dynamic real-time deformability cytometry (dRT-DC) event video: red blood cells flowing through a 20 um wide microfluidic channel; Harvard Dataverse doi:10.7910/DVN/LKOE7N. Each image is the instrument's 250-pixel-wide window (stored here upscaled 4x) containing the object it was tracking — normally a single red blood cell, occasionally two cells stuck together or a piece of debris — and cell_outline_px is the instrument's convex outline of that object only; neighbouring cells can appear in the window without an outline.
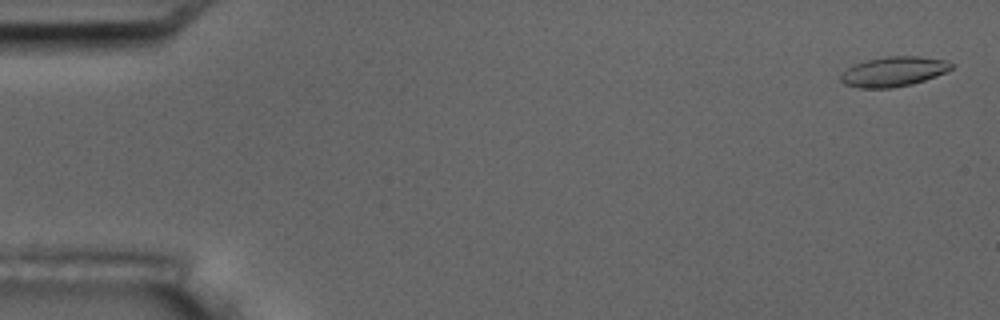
{"species": "common noctule bat (a hibernating species)", "species_latin": "Nyctalus noctula", "temperature_condition": "room temperature", "stored_images_in_passage": 6, "camera_frame_rate_fps": 3000, "um_per_image_px": 0.085, "animal": {"sex": "male", "body_mass_g": 17.5, "forearm_length_mm": 52.3}, "frame": {"image": 1, "passage_image": 1, "time_ms": 0.0, "image_size_px": [1000, 320], "cell_outline_px": [[956, 64], [952, 68], [936, 76], [912, 84], [892, 88], [860, 88], [844, 84], [840, 80], [840, 76], [848, 68], [856, 64], [868, 60], [888, 56], [916, 56], [944, 60]], "centroid_in_image_um": [75.97, 6.09], "position_along_channel_um": 9.0, "area_um2": 19.02}}
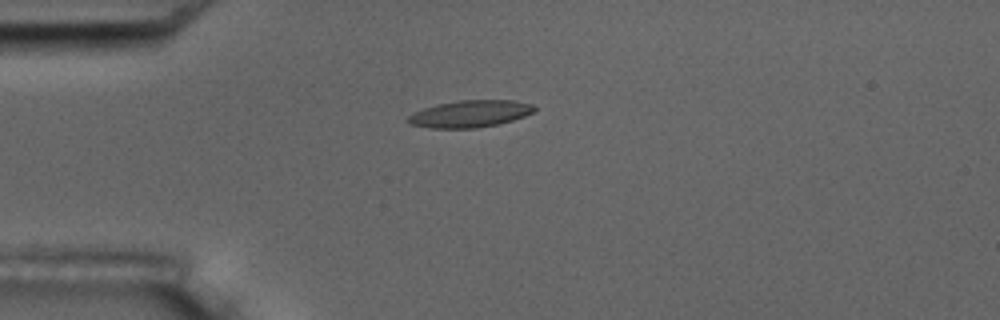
{"frame": {"image": 2, "passage_image": 5, "time_ms": 4.333, "image_size_px": [1000, 320], "cell_outline_px": [[536, 108], [532, 112], [524, 116], [512, 120], [496, 124], [476, 128], [428, 128], [408, 124], [404, 120], [412, 112], [436, 104], [460, 100], [516, 100], [532, 104]], "centroid_in_image_um": [39.88, 9.67], "position_along_channel_um": 45.1, "area_um2": 20.0}}